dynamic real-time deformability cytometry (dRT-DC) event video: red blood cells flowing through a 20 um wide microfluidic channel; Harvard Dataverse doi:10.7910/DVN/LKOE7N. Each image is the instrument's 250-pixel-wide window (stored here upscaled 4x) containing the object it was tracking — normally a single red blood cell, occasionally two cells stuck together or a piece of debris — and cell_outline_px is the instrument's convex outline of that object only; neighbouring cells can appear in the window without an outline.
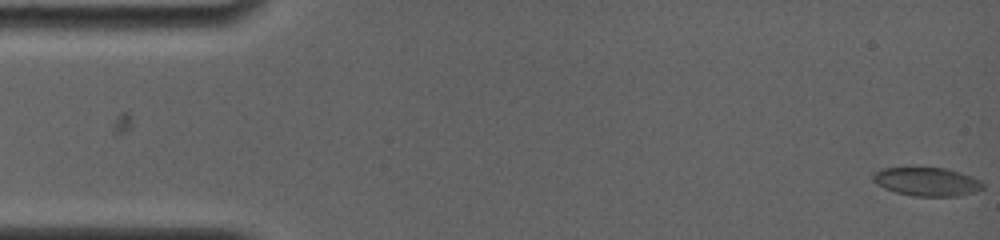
{"species": "common noctule bat (a hibernating species)", "species_latin": "Nyctalus noctula", "temperature_condition": "room temperature", "stored_images_in_passage": 2, "camera_frame_rate_fps": 4000, "um_per_image_px": 0.085, "animal": {"sex": "female", "body_mass_g": 19.0, "forearm_length_mm": 56.7}, "frame": {"image": 1, "passage_image": 2, "time_ms": 0.75, "image_size_px": [1000, 240], "cell_outline_px": [[984, 188], [976, 192], [960, 196], [916, 196], [896, 192], [884, 188], [876, 184], [872, 180], [872, 172], [880, 168], [944, 168], [960, 172], [972, 176], [980, 180], [984, 184]], "centroid_in_image_um": [78.78, 15.44], "position_along_channel_um": 6.2, "area_um2": 18.44}}